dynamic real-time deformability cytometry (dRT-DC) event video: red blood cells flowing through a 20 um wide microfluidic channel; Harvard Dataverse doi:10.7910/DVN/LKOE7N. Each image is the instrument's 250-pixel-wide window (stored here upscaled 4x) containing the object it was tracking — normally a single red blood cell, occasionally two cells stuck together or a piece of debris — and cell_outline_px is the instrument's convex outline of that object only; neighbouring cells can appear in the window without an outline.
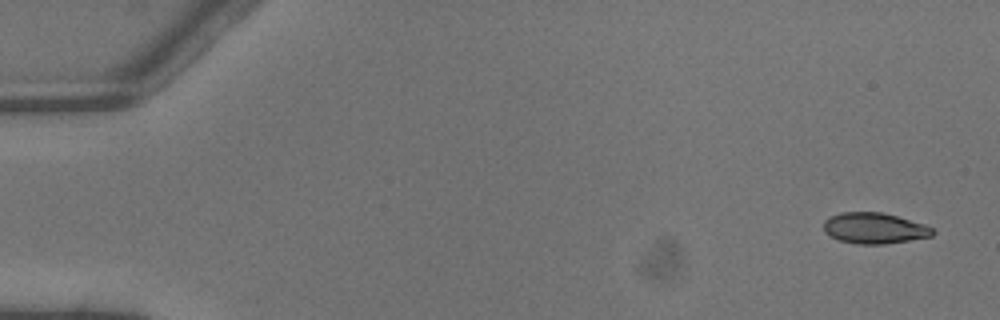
{"species": "common noctule bat (a hibernating species)", "species_latin": "Nyctalus noctula", "temperature_condition": "warm", "stored_images_in_passage": 5, "camera_frame_rate_fps": 3000, "um_per_image_px": 0.085, "animal": {"sex": "male", "body_mass_g": 13.3}, "frame": {"image": 1, "passage_image": 1, "time_ms": 0.0, "image_size_px": [1000, 320], "cell_outline_px": [[936, 232], [932, 236], [884, 244], [856, 244], [840, 240], [824, 232], [824, 220], [840, 212], [880, 212], [896, 216], [924, 224], [932, 228]], "centroid_in_image_um": [74.32, 19.4], "position_along_channel_um": 10.7, "area_um2": 19.42}}
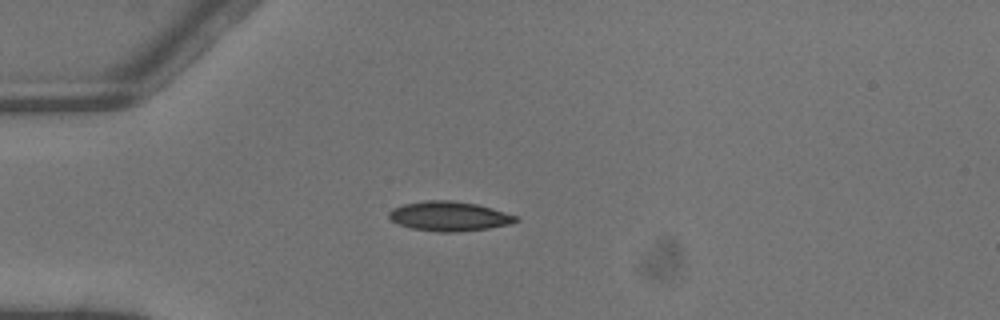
{"frame": {"image": 2, "passage_image": 4, "time_ms": 1.0, "image_size_px": [1000, 320], "cell_outline_px": [[520, 220], [512, 224], [488, 228], [456, 232], [436, 232], [412, 228], [400, 224], [392, 220], [388, 216], [388, 212], [392, 208], [404, 204], [428, 200], [452, 200], [476, 204], [492, 208], [516, 216]], "centroid_in_image_um": [38.19, 18.38], "position_along_channel_um": 46.8, "area_um2": 21.79}}